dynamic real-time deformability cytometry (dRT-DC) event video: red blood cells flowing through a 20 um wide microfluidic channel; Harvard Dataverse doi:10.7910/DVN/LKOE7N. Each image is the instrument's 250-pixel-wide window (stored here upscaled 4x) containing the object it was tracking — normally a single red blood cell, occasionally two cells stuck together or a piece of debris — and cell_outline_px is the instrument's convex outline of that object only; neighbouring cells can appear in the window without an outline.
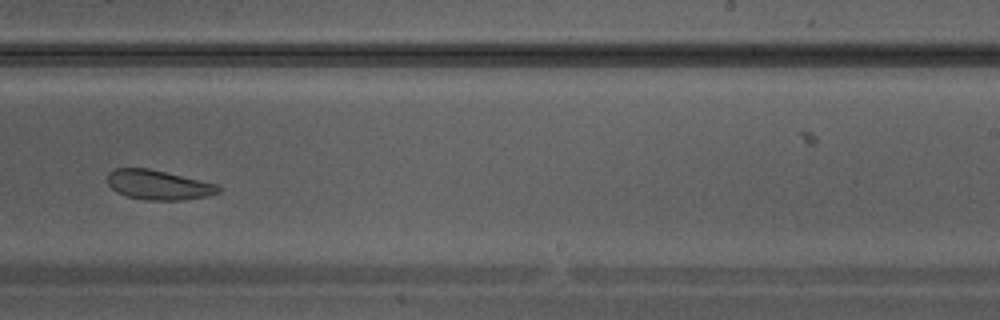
{"species": "Egyptian fruit bat (a non-hibernating species)", "species_latin": "Rousettus aegyptiacus", "temperature_condition": "warm", "stored_images_in_passage": 32, "camera_frame_rate_fps": 3000, "um_per_image_px": 0.085, "animal": {"sex": "male"}, "frame": {"image": 1, "passage_image": 19, "time_ms": 6.0, "image_size_px": [1000, 320], "cell_outline_px": [[220, 192], [208, 196], [184, 200], [148, 200], [128, 196], [116, 192], [108, 184], [108, 172], [116, 168], [148, 168], [216, 184], [220, 188]], "centroid_in_image_um": [13.45, 15.72], "position_along_channel_um": 275.5, "area_um2": 18.96}}